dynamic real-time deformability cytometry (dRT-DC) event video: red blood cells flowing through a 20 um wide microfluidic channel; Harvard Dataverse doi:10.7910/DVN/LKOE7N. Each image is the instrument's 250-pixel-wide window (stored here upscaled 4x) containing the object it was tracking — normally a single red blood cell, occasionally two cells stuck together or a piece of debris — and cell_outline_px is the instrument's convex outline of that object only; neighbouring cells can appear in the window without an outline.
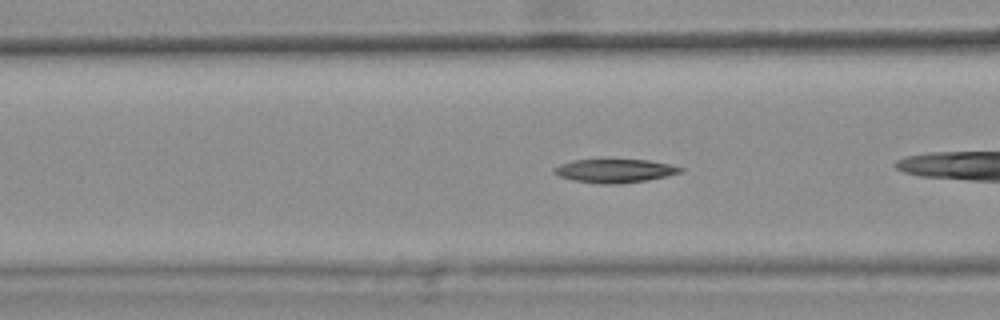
{"species": "common noctule bat (a hibernating species)", "species_latin": "Nyctalus noctula", "temperature_condition": "warm", "stored_images_in_passage": 32, "camera_frame_rate_fps": 3000, "um_per_image_px": 0.085, "animal": {"sex": "female", "body_mass_g": 25.1}, "frame": {"image": 1, "passage_image": 5, "time_ms": 1.333, "image_size_px": [1000, 320], "cell_outline_px": [[684, 172], [668, 176], [648, 180], [620, 184], [600, 184], [572, 180], [560, 176], [552, 172], [552, 168], [560, 164], [572, 160], [648, 160], [668, 164], [684, 168]], "centroid_in_image_um": [52.26, 14.53], "position_along_channel_um": 114.3, "area_um2": 17.46}, "authors_computed_cell_mechanics": {"area_um2": 17.3978, "velocity_mm_per_s": 3.7167, "shape_relaxation_time_tau1_ms": 7.3803, "shape_relaxation_time_tau2_ms": null, "deformation_change_tau1": 0.1593, "deformation_change_tau2": null}}